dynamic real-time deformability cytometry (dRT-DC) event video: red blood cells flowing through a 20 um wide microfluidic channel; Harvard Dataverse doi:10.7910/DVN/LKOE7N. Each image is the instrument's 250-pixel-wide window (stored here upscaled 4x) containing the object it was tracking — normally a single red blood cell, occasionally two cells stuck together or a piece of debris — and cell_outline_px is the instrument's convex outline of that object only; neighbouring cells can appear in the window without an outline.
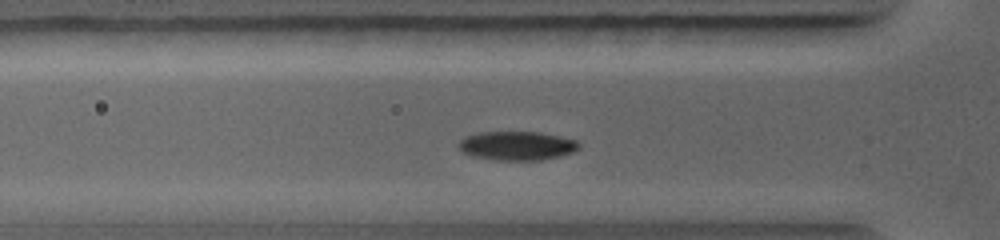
{"species": "common noctule bat (a hibernating species)", "species_latin": "Nyctalus noctula", "temperature_condition": "warm", "stored_images_in_passage": 22, "camera_frame_rate_fps": 5000, "um_per_image_px": 0.085, "animal": {"sex": "female", "body_mass_g": 19.0, "forearm_length_mm": 56.7}, "frame": {"image": 1, "passage_image": 6, "time_ms": 2.0, "image_size_px": [1000, 240], "cell_outline_px": [[580, 148], [572, 152], [560, 156], [540, 160], [496, 160], [472, 156], [464, 152], [460, 148], [460, 140], [464, 136], [480, 132], [540, 132], [560, 136], [576, 140], [580, 144]], "centroid_in_image_um": [43.96, 12.38], "position_along_channel_um": 81.8, "area_um2": 20.23}}
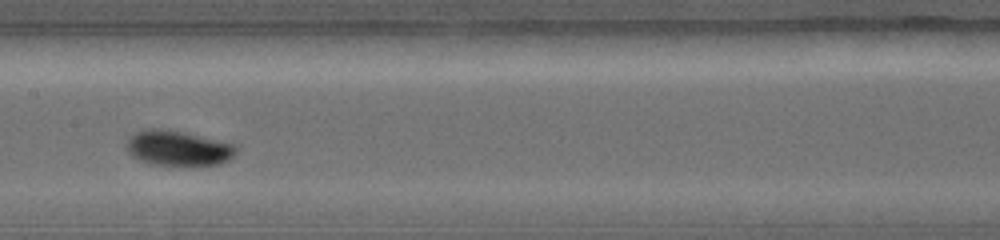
{"frame": {"image": 2, "passage_image": 11, "time_ms": 4.2, "image_size_px": [1000, 240], "cell_outline_px": [[236, 152], [228, 160], [220, 164], [152, 164], [140, 160], [132, 156], [128, 152], [128, 140], [136, 132], [148, 128], [152, 128], [180, 132], [232, 144], [236, 148]], "centroid_in_image_um": [15.1, 12.6], "position_along_channel_um": 192.3, "area_um2": 21.39}}
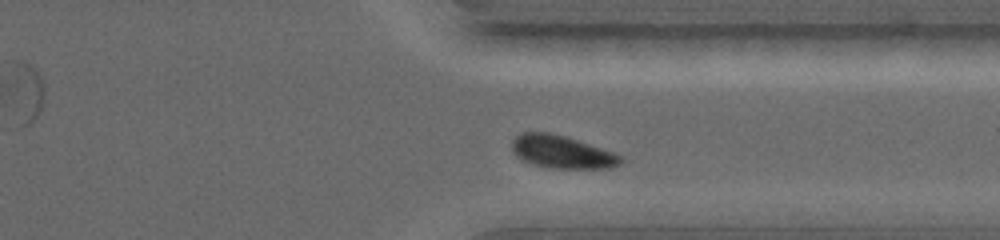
{"frame": {"image": 3, "passage_image": 20, "time_ms": 7.6, "image_size_px": [1000, 240], "cell_outline_px": [[624, 160], [620, 164], [608, 168], [552, 168], [532, 164], [516, 156], [512, 152], [512, 140], [516, 136], [524, 132], [548, 132], [564, 136], [612, 152], [620, 156]], "centroid_in_image_um": [47.72, 12.92], "position_along_channel_um": 363.7, "area_um2": 20.46}}